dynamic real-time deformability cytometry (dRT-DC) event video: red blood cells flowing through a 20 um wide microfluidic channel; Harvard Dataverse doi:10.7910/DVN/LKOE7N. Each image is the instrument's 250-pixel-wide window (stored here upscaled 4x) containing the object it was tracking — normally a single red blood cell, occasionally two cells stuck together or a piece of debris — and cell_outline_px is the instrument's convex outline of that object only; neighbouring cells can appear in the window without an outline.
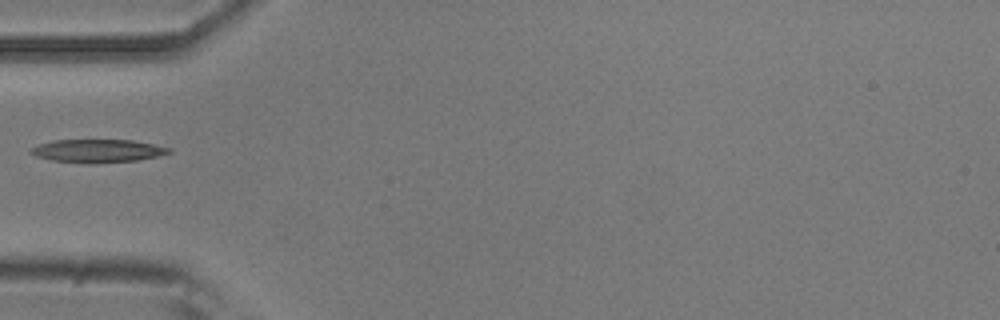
{"species": "common noctule bat (a hibernating species)", "species_latin": "Nyctalus noctula", "temperature_condition": "room temperature", "stored_images_in_passage": 3, "camera_frame_rate_fps": 3000, "um_per_image_px": 0.085, "animal": {"sex": "male", "body_mass_g": 20.5, "forearm_length_mm": 52.5}, "frame": {"image": 1, "passage_image": 1, "time_ms": 0.0, "image_size_px": [1000, 320], "cell_outline_px": [[172, 152], [156, 156], [136, 160], [96, 164], [88, 164], [52, 160], [36, 156], [28, 152], [28, 148], [40, 144], [56, 140], [132, 140], [172, 148]], "centroid_in_image_um": [8.27, 12.83], "position_along_channel_um": 76.7, "area_um2": 18.67}}